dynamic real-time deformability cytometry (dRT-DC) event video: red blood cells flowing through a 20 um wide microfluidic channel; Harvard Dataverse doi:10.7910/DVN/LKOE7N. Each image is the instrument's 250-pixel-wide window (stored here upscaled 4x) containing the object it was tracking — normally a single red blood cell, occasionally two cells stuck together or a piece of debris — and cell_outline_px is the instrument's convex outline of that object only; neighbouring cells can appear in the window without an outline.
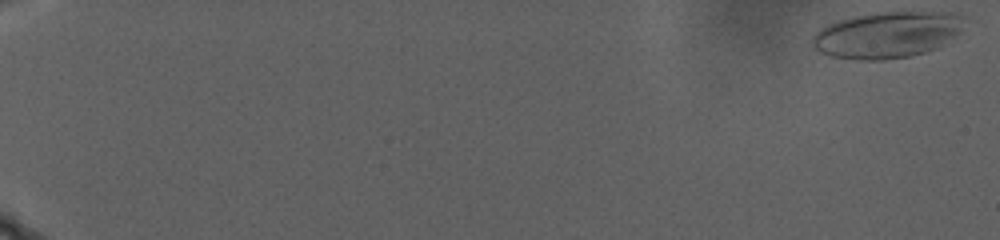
{"species": "human", "species_latin": "Homo sapiens", "temperature_condition": "warm", "stored_images_in_passage": 98, "camera_frame_rate_fps": 3000, "um_per_image_px": 0.085, "donor": {"sex": "male"}, "frame": {"image": 1, "passage_image": 1, "time_ms": 0.0, "image_size_px": [1000, 240], "cell_outline_px": [[964, 16], [960, 32], [936, 48], [912, 56], [884, 60], [860, 60], [832, 56], [820, 52], [812, 44], [812, 36], [820, 28], [828, 24], [840, 20], [856, 16], [876, 12], [956, 12]], "centroid_in_image_um": [75.4, 2.95], "position_along_channel_um": 9.6, "area_um2": 40.86}}
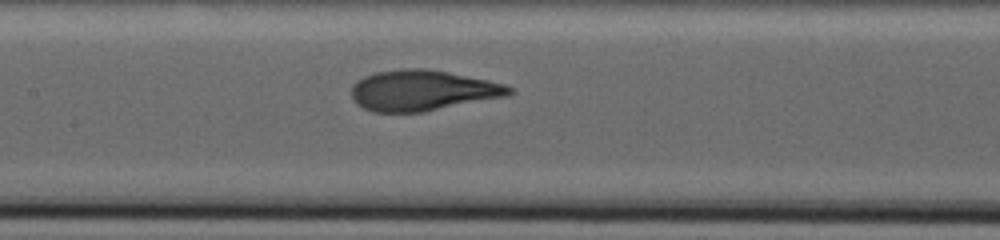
{"frame": {"image": 2, "passage_image": 56, "time_ms": 18.333, "image_size_px": [1000, 240], "cell_outline_px": [[516, 92], [508, 96], [424, 112], [372, 112], [356, 104], [352, 100], [352, 84], [356, 80], [364, 76], [376, 72], [400, 68], [428, 68], [488, 80], [504, 84], [512, 88]], "centroid_in_image_um": [35.9, 7.69], "position_along_channel_um": 171.5, "area_um2": 37.74}}
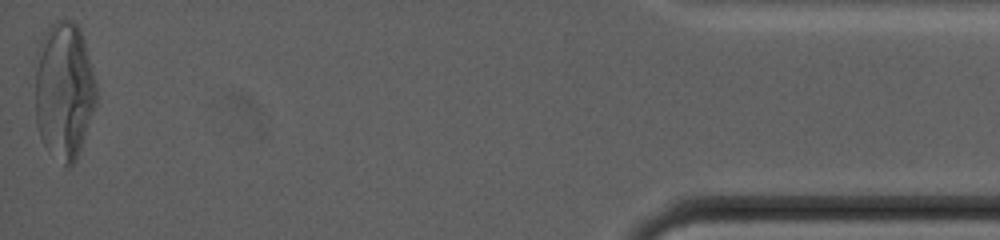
{"frame": {"image": 3, "passage_image": 98, "time_ms": 32.333, "image_size_px": [1000, 240], "cell_outline_px": [[96, 104], [76, 160], [68, 168], [48, 152], [40, 136], [36, 124], [36, 52], [48, 28], [56, 20], [72, 20], [80, 28], [84, 40], [96, 84]], "centroid_in_image_um": [5.44, 7.71], "position_along_channel_um": 429.8, "area_um2": 48.84}}